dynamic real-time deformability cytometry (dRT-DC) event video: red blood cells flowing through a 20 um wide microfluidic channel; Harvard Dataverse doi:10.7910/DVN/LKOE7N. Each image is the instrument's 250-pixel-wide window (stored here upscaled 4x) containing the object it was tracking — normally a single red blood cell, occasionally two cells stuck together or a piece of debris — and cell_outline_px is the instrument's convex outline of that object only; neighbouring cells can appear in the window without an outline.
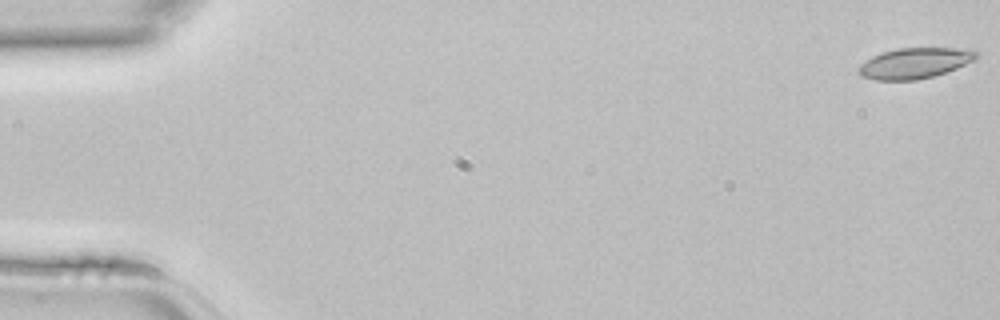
{"species": "common noctule bat (a hibernating species)", "species_latin": "Nyctalus noctula", "temperature_condition": "room temperature", "stored_images_in_passage": 45, "camera_frame_rate_fps": 3000, "um_per_image_px": 0.085, "animal": {"sex": "female", "body_mass_g": 22.7, "forearm_length_mm": 54.2}, "frame": {"image": 1, "passage_image": 1, "time_ms": 0.0, "image_size_px": [1000, 320], "cell_outline_px": [[980, 56], [976, 60], [956, 68], [932, 76], [916, 80], [876, 80], [860, 76], [856, 68], [860, 64], [872, 56], [896, 48], [972, 48]], "centroid_in_image_um": [77.76, 5.36], "position_along_channel_um": 7.2, "area_um2": 21.15}}
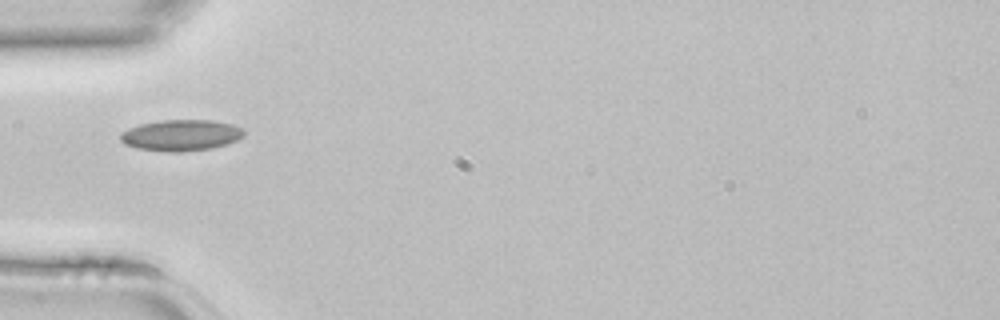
{"frame": {"image": 2, "passage_image": 15, "time_ms": 4.667, "image_size_px": [1000, 320], "cell_outline_px": [[244, 136], [228, 144], [212, 148], [180, 152], [168, 152], [136, 148], [124, 144], [120, 140], [120, 132], [128, 128], [140, 124], [160, 120], [212, 120], [232, 124], [240, 128], [244, 132]], "centroid_in_image_um": [15.35, 11.5], "position_along_channel_um": 69.6, "area_um2": 22.54}}
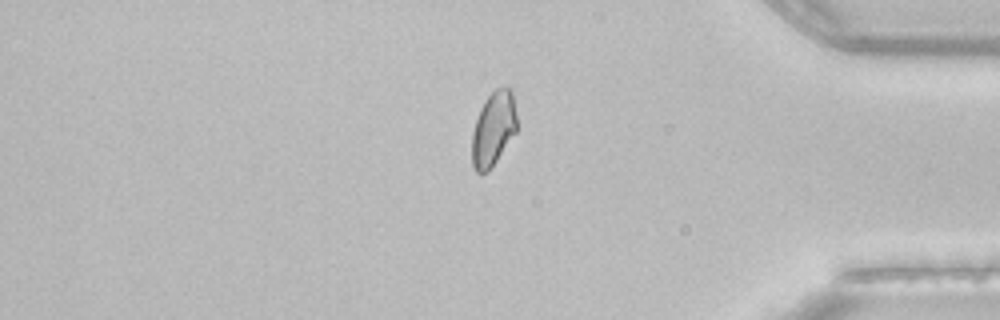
{"frame": {"image": 3, "passage_image": 38, "time_ms": 12.333, "image_size_px": [1000, 320], "cell_outline_px": [[516, 132], [488, 172], [476, 172], [472, 168], [472, 132], [480, 108], [484, 100], [496, 88], [508, 88], [512, 92], [516, 112]], "centroid_in_image_um": [41.92, 10.96], "position_along_channel_um": 393.3, "area_um2": 19.31}}